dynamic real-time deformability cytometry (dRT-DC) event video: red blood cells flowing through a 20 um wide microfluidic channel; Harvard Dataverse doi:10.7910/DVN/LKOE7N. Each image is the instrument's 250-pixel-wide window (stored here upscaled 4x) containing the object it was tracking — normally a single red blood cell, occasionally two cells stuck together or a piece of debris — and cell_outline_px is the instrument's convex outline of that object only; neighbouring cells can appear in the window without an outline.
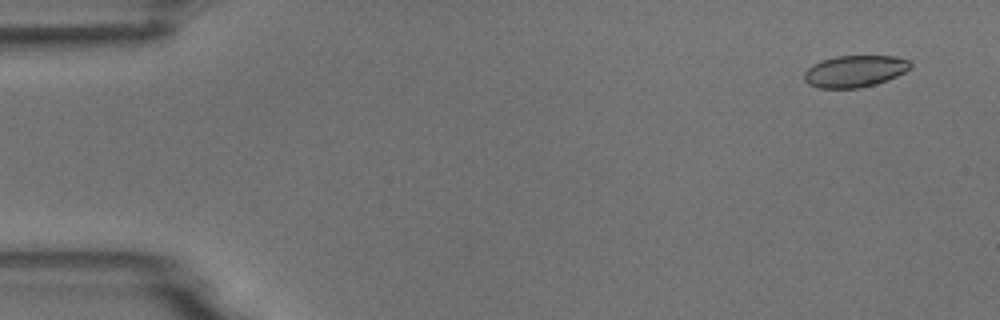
{"species": "common noctule bat (a hibernating species)", "species_latin": "Nyctalus noctula", "temperature_condition": "room temperature", "stored_images_in_passage": 6, "camera_frame_rate_fps": 3000, "um_per_image_px": 0.085, "animal": {"sex": "male", "body_mass_g": 18.8}, "frame": {"image": 1, "passage_image": 1, "time_ms": 0.0, "image_size_px": [1000, 320], "cell_outline_px": [[912, 68], [888, 80], [860, 88], [820, 88], [808, 84], [804, 80], [804, 72], [812, 64], [820, 60], [836, 56], [896, 56], [912, 60]], "centroid_in_image_um": [72.67, 6.04], "position_along_channel_um": 12.3, "area_um2": 19.88}}
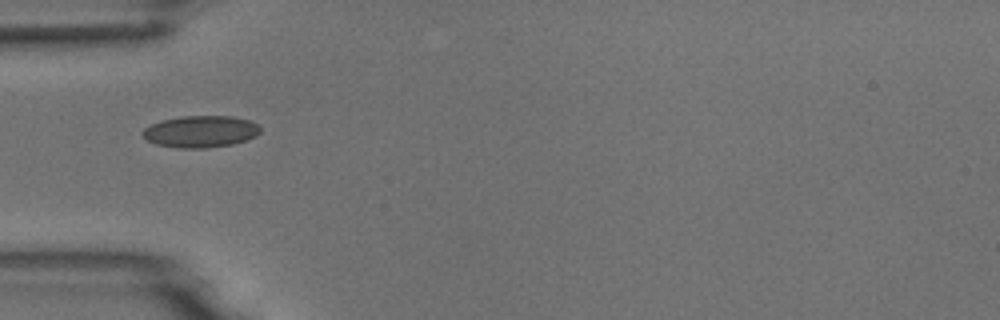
{"frame": {"image": 2, "passage_image": 5, "time_ms": 1.333, "image_size_px": [1000, 320], "cell_outline_px": [[260, 132], [256, 136], [232, 144], [208, 148], [180, 148], [156, 144], [148, 140], [140, 132], [144, 128], [152, 124], [164, 120], [180, 116], [232, 116], [248, 120], [256, 124], [260, 128]], "centroid_in_image_um": [17.04, 11.18], "position_along_channel_um": 68.0, "area_um2": 21.62}}